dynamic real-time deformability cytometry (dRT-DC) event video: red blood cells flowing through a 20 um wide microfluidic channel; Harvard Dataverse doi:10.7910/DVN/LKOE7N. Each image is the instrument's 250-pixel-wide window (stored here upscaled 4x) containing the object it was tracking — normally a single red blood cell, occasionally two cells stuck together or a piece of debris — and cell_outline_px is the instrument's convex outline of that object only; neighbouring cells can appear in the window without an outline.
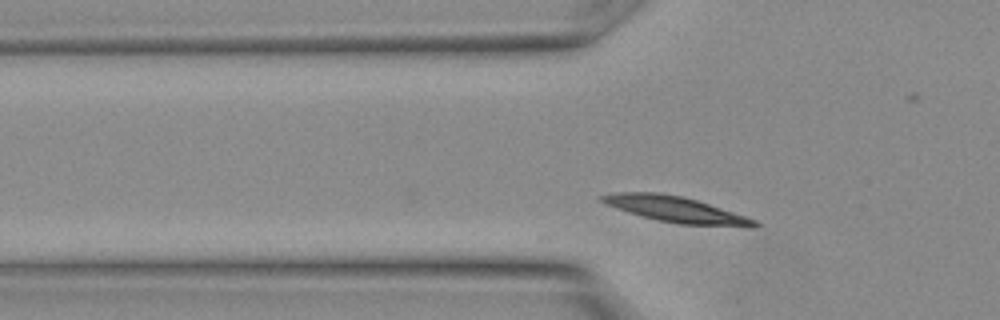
{"species": "Egyptian fruit bat (a non-hibernating species)", "species_latin": "Rousettus aegyptiacus", "temperature_condition": "warm", "stored_images_in_passage": 12, "camera_frame_rate_fps": 3000, "um_per_image_px": 0.085, "animal": {"sex": "female"}, "frame": {"image": 1, "passage_image": 3, "time_ms": 0.667, "image_size_px": [1000, 320], "cell_outline_px": [[760, 224], [756, 228], [748, 228], [676, 224], [656, 220], [640, 216], [604, 204], [600, 200], [600, 196], [616, 192], [660, 192], [684, 196], [756, 220]], "centroid_in_image_um": [57.46, 17.82], "position_along_channel_um": 68.3, "area_um2": 23.29}}
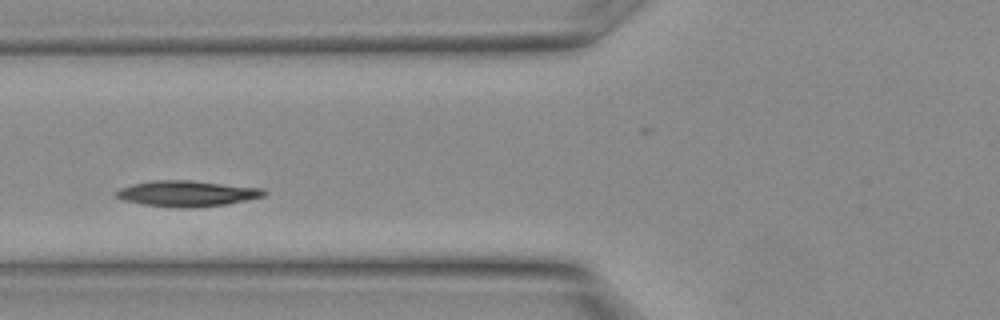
{"frame": {"image": 2, "passage_image": 5, "time_ms": 1.333, "image_size_px": [1000, 320], "cell_outline_px": [[268, 192], [264, 196], [228, 204], [192, 208], [176, 208], [144, 204], [124, 200], [116, 196], [112, 192], [120, 188], [132, 184], [152, 180], [192, 180], [264, 188]], "centroid_in_image_um": [15.91, 16.44], "position_along_channel_um": 109.9, "area_um2": 22.48}}